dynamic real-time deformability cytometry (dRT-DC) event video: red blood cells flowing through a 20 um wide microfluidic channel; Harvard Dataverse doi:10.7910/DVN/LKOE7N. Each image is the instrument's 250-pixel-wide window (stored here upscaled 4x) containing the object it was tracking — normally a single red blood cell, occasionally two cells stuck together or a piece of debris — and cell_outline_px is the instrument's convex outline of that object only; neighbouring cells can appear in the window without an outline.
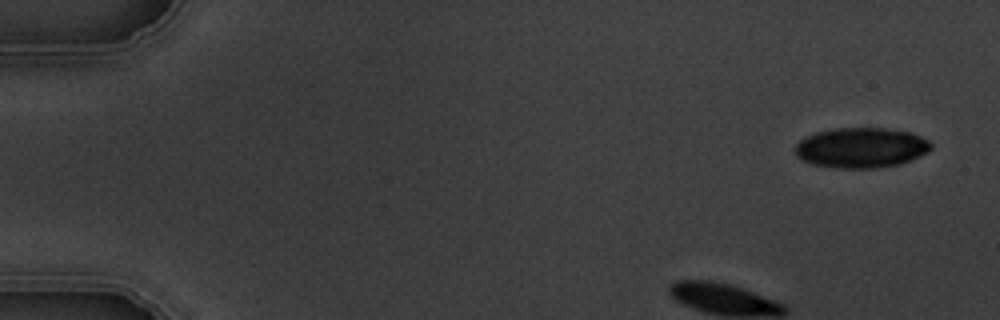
{"species": "common noctule bat (a hibernating species)", "species_latin": "Nyctalus noctula", "temperature_condition": "warm", "stored_images_in_passage": 4, "camera_frame_rate_fps": 3000, "um_per_image_px": 0.085, "animal": {"sex": "male", "body_mass_g": 19.5, "forearm_length_mm": 54.6}, "frame": {"image": 1, "passage_image": 1, "time_ms": 0.0, "image_size_px": [1000, 320], "cell_outline_px": [[932, 148], [928, 152], [900, 164], [876, 168], [832, 168], [812, 164], [800, 160], [796, 156], [796, 144], [800, 140], [816, 132], [836, 128], [884, 128], [912, 132], [928, 140], [932, 144]], "centroid_in_image_um": [73.2, 12.56], "position_along_channel_um": 11.8, "area_um2": 31.96}}